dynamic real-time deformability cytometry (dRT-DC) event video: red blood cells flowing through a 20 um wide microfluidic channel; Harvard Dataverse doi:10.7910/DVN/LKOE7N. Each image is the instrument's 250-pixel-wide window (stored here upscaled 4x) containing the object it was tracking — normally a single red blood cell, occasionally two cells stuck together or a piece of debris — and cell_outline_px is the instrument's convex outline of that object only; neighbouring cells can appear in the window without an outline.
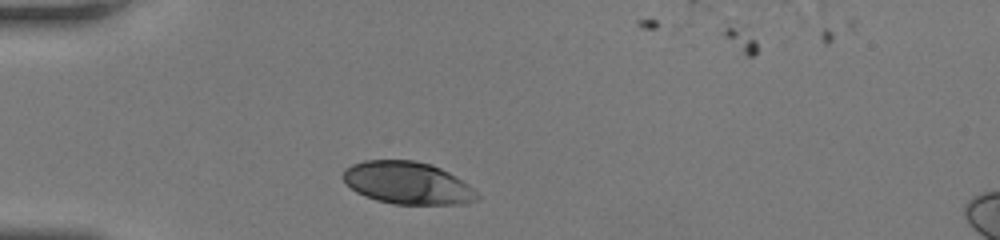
{"species": "human", "species_latin": "Homo sapiens", "temperature_condition": "room temperature", "stored_images_in_passage": 28, "camera_frame_rate_fps": 3000, "um_per_image_px": 0.085, "donor": {"sex": "female"}, "frame": {"image": 1, "passage_image": 1, "time_ms": 0.0, "image_size_px": [1000, 240], "cell_outline_px": [[480, 196], [476, 200], [460, 204], [392, 204], [376, 200], [364, 196], [356, 192], [340, 176], [344, 168], [352, 164], [364, 160], [412, 160], [432, 164], [448, 172], [468, 184]], "centroid_in_image_um": [34.6, 15.55], "position_along_channel_um": 50.4, "area_um2": 33.18}}
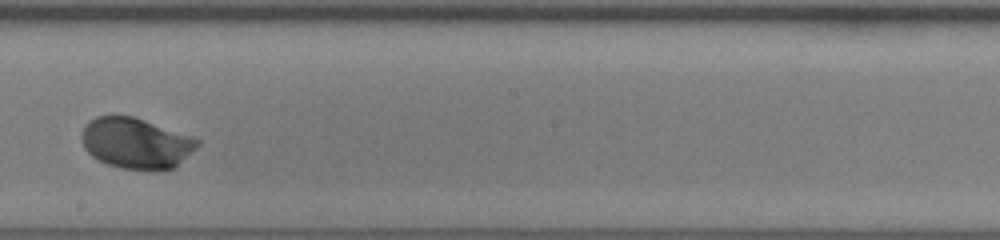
{"frame": {"image": 2, "passage_image": 16, "time_ms": 5.0, "image_size_px": [1000, 240], "cell_outline_px": [[200, 144], [176, 168], [160, 172], [152, 172], [120, 168], [108, 164], [92, 156], [84, 148], [80, 136], [84, 124], [88, 120], [96, 116], [132, 116], [192, 136], [200, 140]], "centroid_in_image_um": [11.57, 12.2], "position_along_channel_um": 236.6, "area_um2": 34.85}}
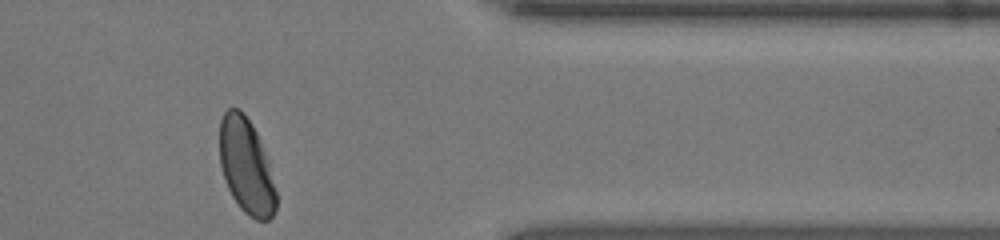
{"frame": {"image": 3, "passage_image": 28, "time_ms": 9.0, "image_size_px": [1000, 240], "cell_outline_px": [[276, 208], [272, 216], [268, 220], [256, 220], [248, 216], [240, 208], [232, 196], [228, 188], [220, 164], [220, 120], [224, 112], [228, 108], [240, 108], [244, 112], [252, 124], [260, 140], [268, 160], [276, 192]], "centroid_in_image_um": [20.93, 14.11], "position_along_channel_um": 390.5, "area_um2": 31.39}, "authors_computed_cell_mechanics": {"area_um2": 33.6107, "velocity_mm_per_s": 4.1922, "shape_relaxation_time_tau1_ms": 1.63, "shape_relaxation_time_tau2_ms": null, "deformation_change_tau1": 0.1553, "deformation_change_tau2": null}}